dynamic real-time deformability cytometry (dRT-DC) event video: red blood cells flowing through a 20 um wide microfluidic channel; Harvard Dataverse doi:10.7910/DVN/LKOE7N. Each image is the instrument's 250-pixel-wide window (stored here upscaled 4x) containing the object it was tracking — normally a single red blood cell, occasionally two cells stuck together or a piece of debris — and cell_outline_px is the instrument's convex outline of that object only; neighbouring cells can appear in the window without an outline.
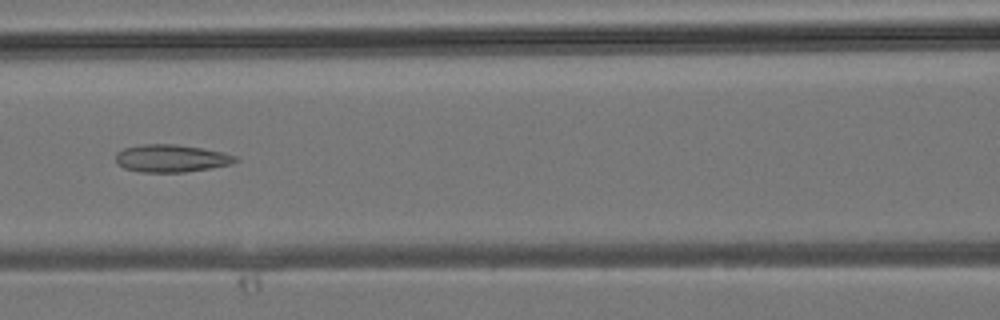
{"species": "common noctule bat (a hibernating species)", "species_latin": "Nyctalus noctula", "temperature_condition": "room temperature", "stored_images_in_passage": 28, "camera_frame_rate_fps": 3000, "um_per_image_px": 0.085, "animal": {"sex": "male", "body_mass_g": 19.2, "forearm_length_mm": 51.8}, "frame": {"image": 1, "passage_image": 11, "time_ms": 3.333, "image_size_px": [1000, 320], "cell_outline_px": [[240, 160], [232, 164], [212, 168], [184, 172], [140, 172], [124, 168], [116, 164], [116, 152], [124, 148], [140, 144], [176, 144], [204, 148], [224, 152], [236, 156]], "centroid_in_image_um": [14.57, 13.45], "position_along_channel_um": 152.0, "area_um2": 19.54}}
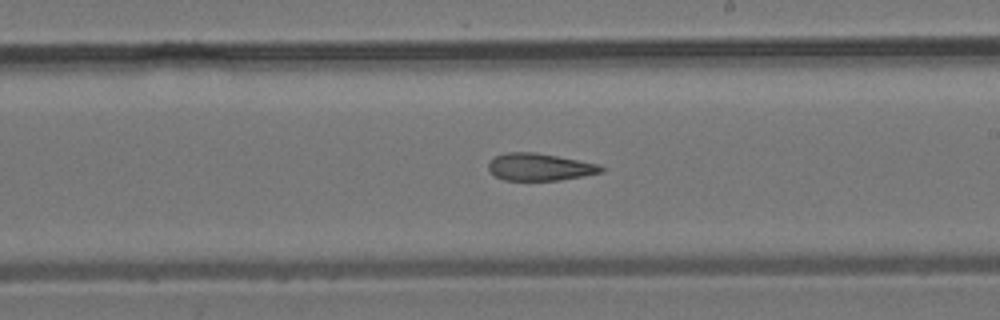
{"frame": {"image": 2, "passage_image": 16, "time_ms": 5.0, "image_size_px": [1000, 320], "cell_outline_px": [[608, 168], [604, 172], [584, 176], [560, 180], [504, 180], [496, 176], [488, 168], [488, 164], [496, 156], [504, 152], [536, 152], [600, 164]], "centroid_in_image_um": [45.95, 14.19], "position_along_channel_um": 243.1, "area_um2": 18.03}}
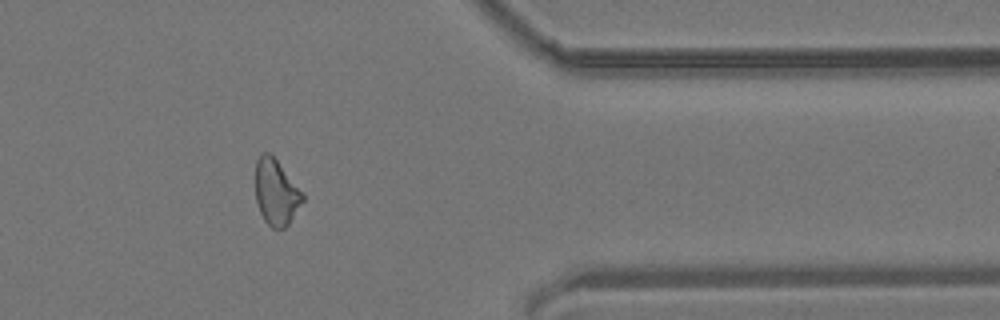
{"frame": {"image": 3, "passage_image": 25, "time_ms": 8.0, "image_size_px": [1000, 320], "cell_outline_px": [[304, 200], [288, 224], [284, 228], [272, 228], [264, 220], [260, 212], [256, 200], [256, 160], [260, 152], [268, 152], [276, 160], [304, 196]], "centroid_in_image_um": [23.44, 16.35], "position_along_channel_um": 388.0, "area_um2": 17.63}}